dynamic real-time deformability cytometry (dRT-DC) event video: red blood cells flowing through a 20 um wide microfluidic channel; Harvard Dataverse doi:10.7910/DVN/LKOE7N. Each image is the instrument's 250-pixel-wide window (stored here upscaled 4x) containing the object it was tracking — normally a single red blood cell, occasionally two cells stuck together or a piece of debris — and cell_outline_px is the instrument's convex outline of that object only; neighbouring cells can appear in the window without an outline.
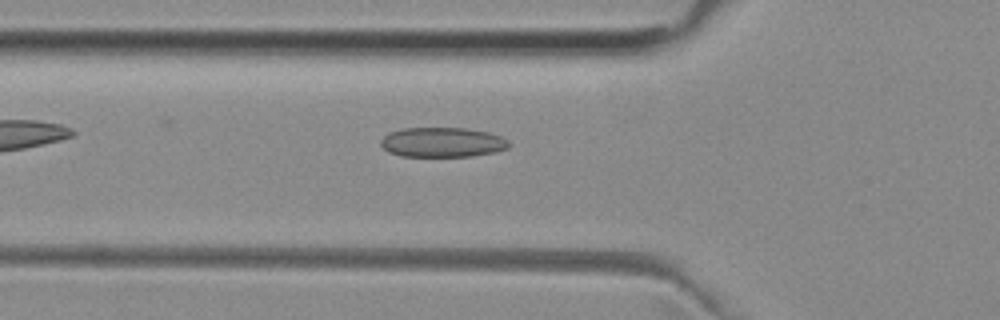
{"species": "common noctule bat (a hibernating species)", "species_latin": "Nyctalus noctula", "temperature_condition": "room temperature", "stored_images_in_passage": 37, "camera_frame_rate_fps": 3000, "um_per_image_px": 0.085, "animal": {"sex": "female", "body_mass_g": 29.2, "forearm_length_mm": 56.3}, "frame": {"image": 1, "passage_image": 2, "time_ms": 0.333, "image_size_px": [1000, 320], "cell_outline_px": [[512, 144], [508, 148], [496, 152], [472, 156], [400, 156], [388, 152], [380, 144], [380, 140], [388, 132], [400, 128], [468, 128], [488, 132], [500, 136], [508, 140]], "centroid_in_image_um": [37.6, 12.09], "position_along_channel_um": 88.2, "area_um2": 22.48}}
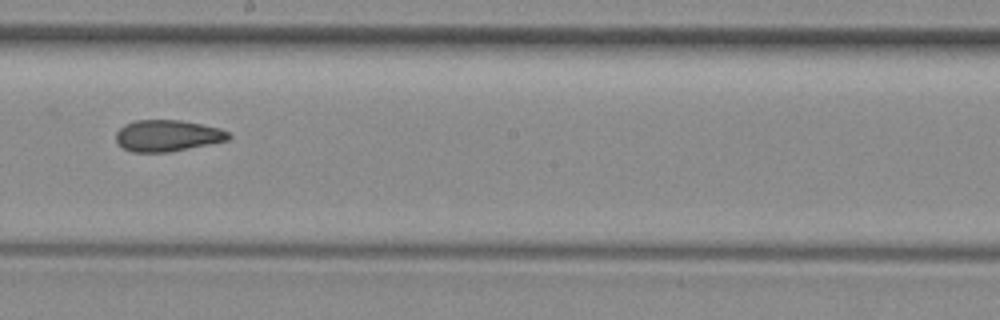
{"frame": {"image": 2, "passage_image": 13, "time_ms": 4.0, "image_size_px": [1000, 320], "cell_outline_px": [[232, 136], [228, 140], [168, 152], [132, 152], [116, 144], [116, 132], [124, 124], [136, 120], [180, 120], [220, 128], [228, 132]], "centroid_in_image_um": [14.2, 11.53], "position_along_channel_um": 234.0, "area_um2": 20.58}}
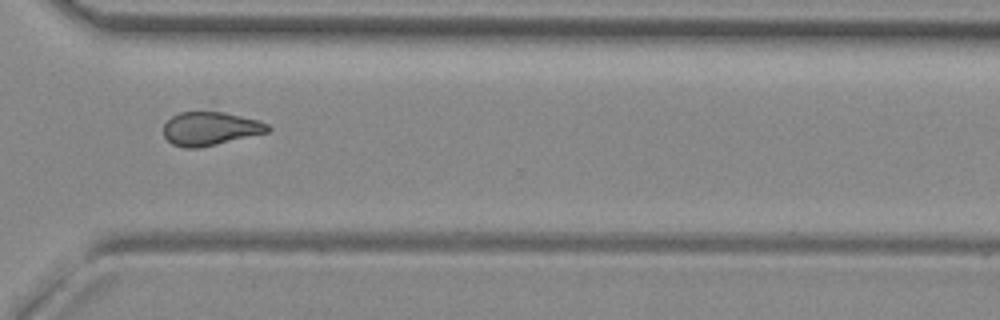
{"frame": {"image": 3, "passage_image": 22, "time_ms": 7.0, "image_size_px": [1000, 320], "cell_outline_px": [[272, 128], [268, 132], [200, 148], [184, 148], [172, 144], [164, 136], [164, 124], [172, 116], [180, 112], [224, 112], [260, 120], [268, 124]], "centroid_in_image_um": [17.89, 10.94], "position_along_channel_um": 352.7, "area_um2": 20.4}}